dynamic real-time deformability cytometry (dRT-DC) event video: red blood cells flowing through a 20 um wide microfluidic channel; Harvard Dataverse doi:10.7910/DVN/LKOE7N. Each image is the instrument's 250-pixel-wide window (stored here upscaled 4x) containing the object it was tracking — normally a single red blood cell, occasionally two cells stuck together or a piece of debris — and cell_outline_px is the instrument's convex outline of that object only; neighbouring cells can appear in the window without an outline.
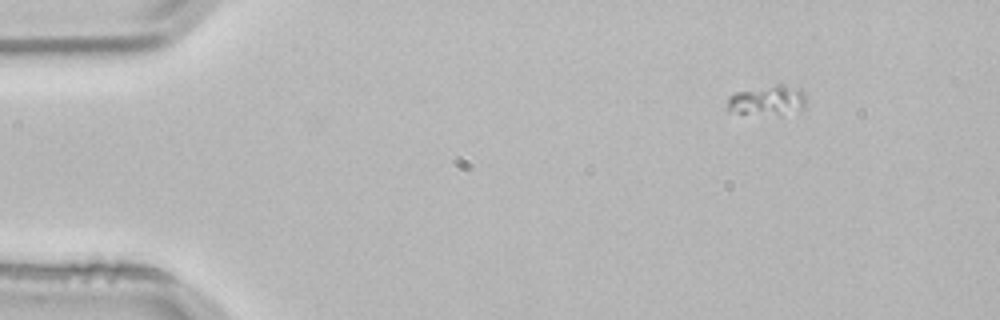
{"species": "common noctule bat (a hibernating species)", "species_latin": "Nyctalus noctula", "temperature_condition": "room temperature", "stored_images_in_passage": 3, "camera_frame_rate_fps": 3000, "um_per_image_px": 0.085, "animal": {"sex": "male", "body_mass_g": 21.5, "forearm_length_mm": 52.0}, "frame": {"image": 1, "passage_image": 1, "time_ms": 0.0, "image_size_px": [1000, 320], "cell_outline_px": [[804, 104], [800, 108], [780, 116], [728, 112], [728, 96], [736, 92], [776, 84], [780, 84], [800, 88], [804, 96]], "centroid_in_image_um": [65.18, 8.54], "position_along_channel_um": 19.8, "area_um2": 13.7}}
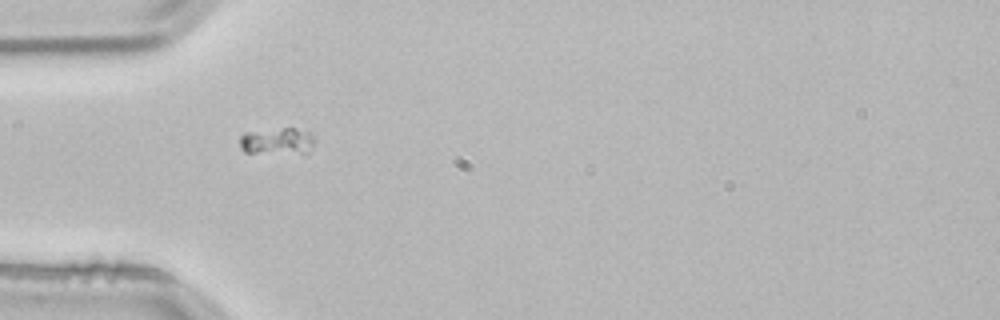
{"frame": {"image": 2, "passage_image": 3, "time_ms": 0.667, "image_size_px": [1000, 320], "cell_outline_px": [[312, 144], [300, 152], [244, 152], [240, 148], [240, 136], [244, 132], [284, 128], [296, 128], [308, 132], [312, 136]], "centroid_in_image_um": [23.44, 11.96], "position_along_channel_um": 61.6, "area_um2": 10.98}}